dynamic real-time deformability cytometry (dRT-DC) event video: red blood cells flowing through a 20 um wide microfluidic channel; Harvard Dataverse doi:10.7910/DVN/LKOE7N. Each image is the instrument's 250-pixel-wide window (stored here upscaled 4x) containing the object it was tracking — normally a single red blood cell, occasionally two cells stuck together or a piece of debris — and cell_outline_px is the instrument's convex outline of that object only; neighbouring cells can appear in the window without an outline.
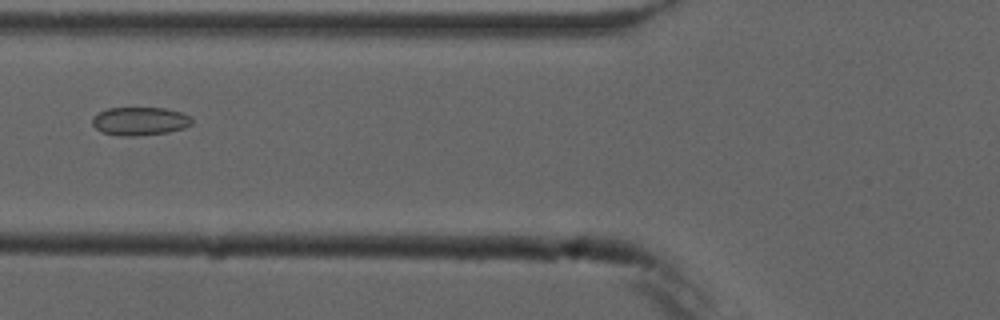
{"species": "common noctule bat (a hibernating species)", "species_latin": "Nyctalus noctula", "temperature_condition": "cold", "stored_images_in_passage": 3, "camera_frame_rate_fps": 3000, "um_per_image_px": 0.085, "animal": {"sex": "male", "forearm_length_mm": 52.5}, "frame": {"image": 1, "passage_image": 3, "time_ms": 2.333, "image_size_px": [1000, 320], "cell_outline_px": [[192, 124], [184, 128], [168, 132], [136, 136], [120, 136], [100, 132], [92, 124], [92, 116], [108, 108], [168, 108], [192, 116]], "centroid_in_image_um": [11.89, 10.3], "position_along_channel_um": 113.9, "area_um2": 16.59}}